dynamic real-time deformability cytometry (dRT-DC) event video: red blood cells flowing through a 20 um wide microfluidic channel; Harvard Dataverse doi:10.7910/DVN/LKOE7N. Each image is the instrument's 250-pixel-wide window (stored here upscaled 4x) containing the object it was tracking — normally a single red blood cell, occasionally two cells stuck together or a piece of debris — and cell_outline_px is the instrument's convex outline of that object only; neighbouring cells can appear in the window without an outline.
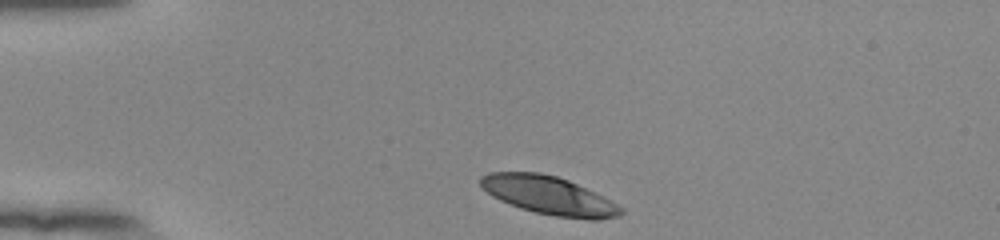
{"species": "human", "species_latin": "Homo sapiens", "temperature_condition": "room temperature", "stored_images_in_passage": 34, "camera_frame_rate_fps": 3000, "um_per_image_px": 0.085, "donor": {"sex": "female"}, "frame": {"image": 1, "passage_image": 1, "time_ms": 0.0, "image_size_px": [1000, 240], "cell_outline_px": [[624, 212], [620, 216], [600, 220], [588, 220], [556, 216], [536, 212], [520, 208], [500, 200], [492, 196], [480, 188], [480, 176], [488, 172], [540, 172], [556, 176], [568, 180], [596, 192], [624, 208]], "centroid_in_image_um": [46.67, 16.61], "position_along_channel_um": 38.3, "area_um2": 31.62}}
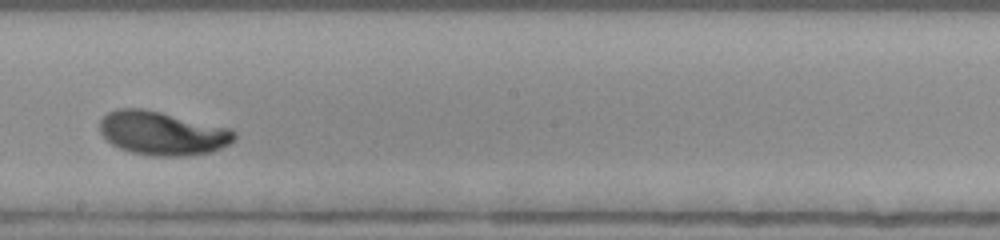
{"frame": {"image": 2, "passage_image": 20, "time_ms": 6.333, "image_size_px": [1000, 240], "cell_outline_px": [[236, 136], [228, 144], [212, 152], [184, 156], [152, 156], [132, 152], [120, 148], [112, 144], [100, 132], [100, 120], [108, 112], [116, 108], [144, 108], [228, 128], [236, 132]], "centroid_in_image_um": [13.77, 11.32], "position_along_channel_um": 234.4, "area_um2": 34.04}}
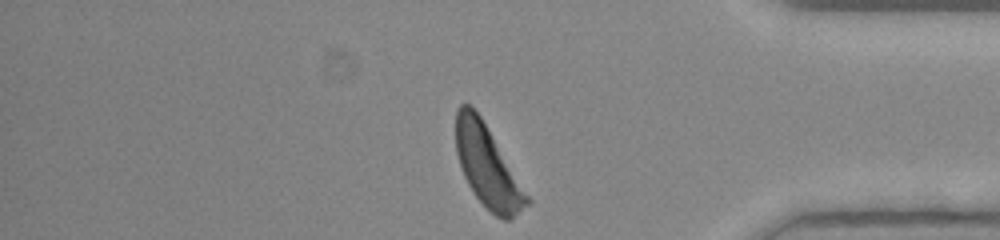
{"frame": {"image": 3, "passage_image": 34, "time_ms": 11.0, "image_size_px": [1000, 240], "cell_outline_px": [[532, 204], [508, 220], [504, 220], [496, 216], [472, 192], [464, 176], [456, 152], [456, 112], [460, 104], [472, 104], [480, 116], [532, 200]], "centroid_in_image_um": [41.45, 14.16], "position_along_channel_um": 393.7, "area_um2": 33.35}, "authors_computed_cell_mechanics": {"area_um2": 33.1772, "velocity_mm_per_s": 3.8466, "shape_relaxation_time_tau1_ms": 1.7389, "shape_relaxation_time_tau2_ms": null, "deformation_change_tau1": 0.1275, "deformation_change_tau2": null}}